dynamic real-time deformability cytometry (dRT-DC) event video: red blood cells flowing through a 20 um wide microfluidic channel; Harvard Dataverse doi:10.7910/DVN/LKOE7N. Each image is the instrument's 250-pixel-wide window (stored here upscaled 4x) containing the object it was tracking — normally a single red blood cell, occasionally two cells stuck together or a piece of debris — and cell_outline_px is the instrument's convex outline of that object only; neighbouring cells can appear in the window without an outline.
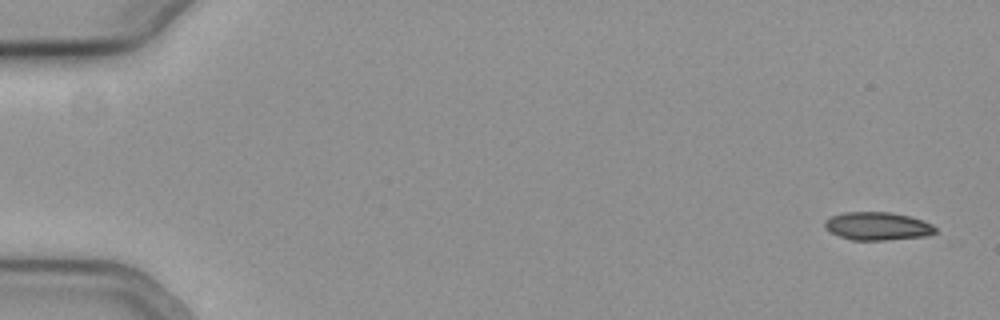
{"species": "common noctule bat (a hibernating species)", "species_latin": "Nyctalus noctula", "temperature_condition": "cold", "stored_images_in_passage": 55, "camera_frame_rate_fps": 3000, "um_per_image_px": 0.085, "animal": {"sex": "female", "body_mass_g": 19.3, "forearm_length_mm": 54.1}, "frame": {"image": 1, "passage_image": 1, "time_ms": 0.0, "image_size_px": [1000, 320], "cell_outline_px": [[936, 232], [928, 236], [884, 240], [852, 240], [840, 236], [824, 228], [824, 220], [832, 216], [844, 212], [892, 212], [924, 220], [932, 224], [936, 228]], "centroid_in_image_um": [74.6, 19.22], "position_along_channel_um": 10.4, "area_um2": 18.15}}
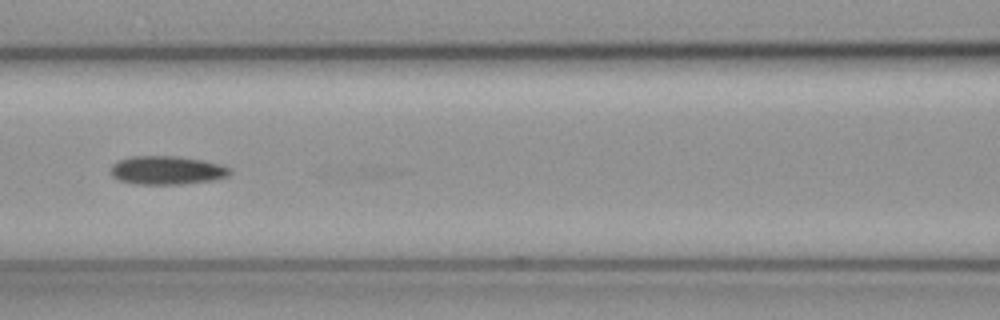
{"frame": {"image": 2, "passage_image": 25, "time_ms": 8.0, "image_size_px": [1000, 320], "cell_outline_px": [[232, 172], [228, 176], [216, 180], [184, 184], [136, 184], [120, 180], [112, 176], [112, 164], [120, 160], [132, 156], [176, 156], [204, 160], [220, 164], [228, 168]], "centroid_in_image_um": [14.23, 14.47], "position_along_channel_um": 152.4, "area_um2": 19.83}}
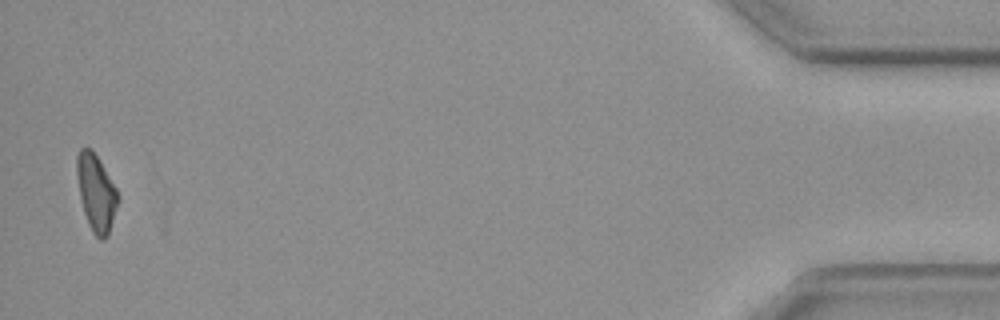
{"frame": {"image": 3, "passage_image": 54, "time_ms": 17.667, "image_size_px": [1000, 320], "cell_outline_px": [[120, 200], [108, 236], [104, 240], [100, 240], [92, 232], [88, 224], [80, 200], [76, 172], [76, 156], [80, 148], [88, 148], [100, 160], [116, 188], [120, 196]], "centroid_in_image_um": [8.18, 16.42], "position_along_channel_um": 427.0, "area_um2": 18.61}, "authors_computed_cell_mechanics": {"area_um2": 18.6694, "velocity_mm_per_s": 3.7825, "shape_relaxation_time_tau1_ms": 3.8946, "shape_relaxation_time_tau2_ms": null, "deformation_change_tau1": 0.0911, "deformation_change_tau2": null}}